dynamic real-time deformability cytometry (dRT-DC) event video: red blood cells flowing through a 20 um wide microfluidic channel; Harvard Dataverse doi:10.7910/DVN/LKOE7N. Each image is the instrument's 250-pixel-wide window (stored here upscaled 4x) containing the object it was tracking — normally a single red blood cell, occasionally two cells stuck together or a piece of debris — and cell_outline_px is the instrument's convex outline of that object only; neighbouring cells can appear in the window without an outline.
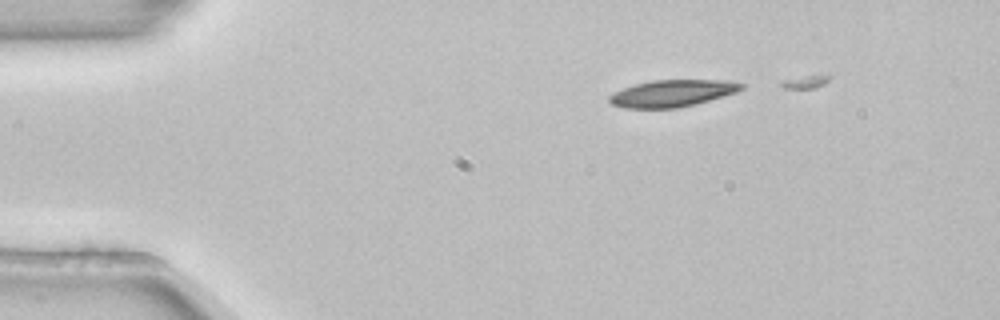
{"species": "common noctule bat (a hibernating species)", "species_latin": "Nyctalus noctula", "temperature_condition": "room temperature", "stored_images_in_passage": 4, "camera_frame_rate_fps": 3000, "um_per_image_px": 0.085, "animal": {"sex": "female", "body_mass_g": 22.7, "forearm_length_mm": 54.2}, "frame": {"image": 1, "passage_image": 1, "time_ms": 0.0, "image_size_px": [1000, 320], "cell_outline_px": [[744, 88], [736, 92], [696, 104], [676, 108], [624, 108], [612, 104], [608, 100], [608, 96], [612, 92], [636, 84], [652, 80], [728, 80], [744, 84]], "centroid_in_image_um": [57.13, 7.93], "position_along_channel_um": 27.9, "area_um2": 20.69}}